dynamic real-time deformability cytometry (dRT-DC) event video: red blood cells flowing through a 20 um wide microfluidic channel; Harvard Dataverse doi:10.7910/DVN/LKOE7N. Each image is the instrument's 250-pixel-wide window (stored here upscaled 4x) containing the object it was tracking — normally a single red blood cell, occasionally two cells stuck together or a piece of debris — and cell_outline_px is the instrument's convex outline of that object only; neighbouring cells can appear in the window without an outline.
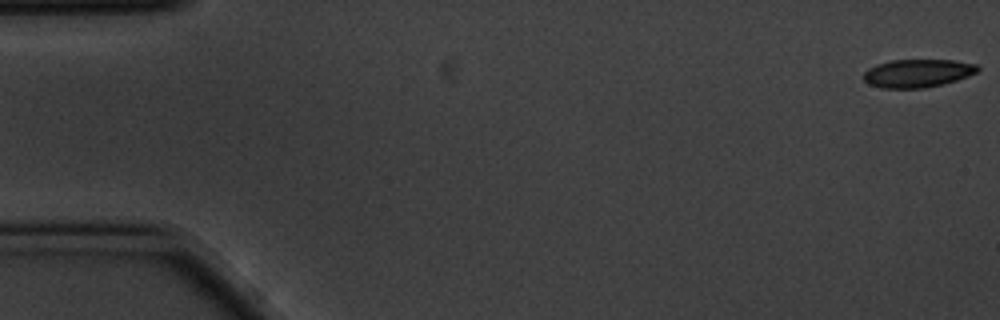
{"species": "common noctule bat (a hibernating species)", "species_latin": "Nyctalus noctula", "temperature_condition": "cold", "stored_images_in_passage": 57, "camera_frame_rate_fps": 3000, "um_per_image_px": 0.085, "animal": {"sex": "male", "body_mass_g": 20.1, "forearm_length_mm": 53.5}, "frame": {"image": 1, "passage_image": 1, "time_ms": 0.0, "image_size_px": [1000, 320], "cell_outline_px": [[980, 68], [976, 72], [968, 76], [944, 84], [924, 88], [880, 88], [868, 84], [864, 80], [864, 72], [868, 68], [876, 64], [892, 60], [952, 60], [976, 64]], "centroid_in_image_um": [77.97, 6.23], "position_along_channel_um": 7.0, "area_um2": 18.73}}
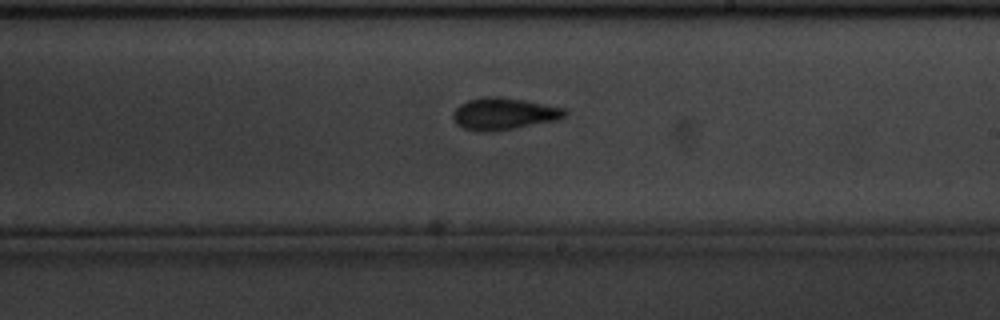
{"frame": {"image": 2, "passage_image": 33, "time_ms": 10.667, "image_size_px": [1000, 320], "cell_outline_px": [[568, 112], [560, 120], [512, 128], [480, 132], [476, 132], [464, 128], [456, 124], [452, 116], [452, 112], [460, 104], [468, 100], [484, 96], [500, 96], [524, 100], [564, 108]], "centroid_in_image_um": [42.8, 9.66], "position_along_channel_um": 246.2, "area_um2": 20.81}}
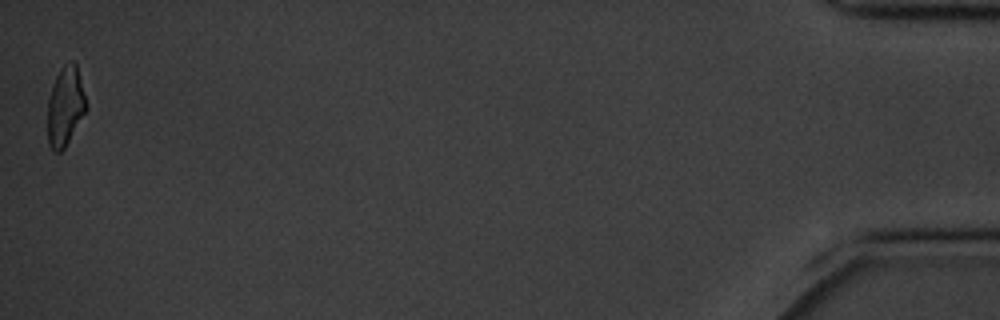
{"frame": {"image": 3, "passage_image": 57, "time_ms": 18.667, "image_size_px": [1000, 320], "cell_outline_px": [[88, 108], [64, 148], [60, 152], [52, 152], [48, 144], [48, 100], [52, 84], [60, 68], [64, 64], [72, 60], [76, 64]], "centroid_in_image_um": [5.54, 9.04], "position_along_channel_um": 429.7, "area_um2": 17.8}, "authors_computed_cell_mechanics": {"area_um2": 19.7098, "velocity_mm_per_s": 3.4852, "shape_relaxation_time_tau1_ms": 3.9266, "shape_relaxation_time_tau2_ms": 4.9101, "deformation_change_tau1": 0.1097, "deformation_change_tau2": 0.1165}}